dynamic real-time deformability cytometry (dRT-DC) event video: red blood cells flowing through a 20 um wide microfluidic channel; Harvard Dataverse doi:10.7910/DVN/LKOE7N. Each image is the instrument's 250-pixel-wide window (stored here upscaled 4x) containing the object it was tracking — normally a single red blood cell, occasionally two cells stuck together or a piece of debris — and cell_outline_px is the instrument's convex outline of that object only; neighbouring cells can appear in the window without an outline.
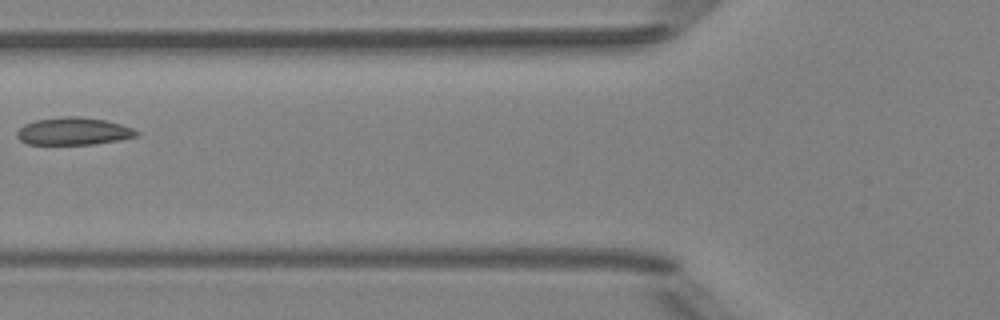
{"species": "Egyptian fruit bat (a non-hibernating species)", "species_latin": "Rousettus aegyptiacus", "temperature_condition": "room temperature", "stored_images_in_passage": 7, "camera_frame_rate_fps": 3000, "um_per_image_px": 0.085, "animal": {"sex": "female"}, "frame": {"image": 1, "passage_image": 6, "time_ms": 6.0, "image_size_px": [1000, 320], "cell_outline_px": [[140, 136], [120, 140], [92, 144], [28, 144], [20, 140], [16, 136], [16, 132], [24, 124], [36, 120], [64, 116], [80, 116], [104, 120], [120, 124], [132, 128], [140, 132]], "centroid_in_image_um": [6.26, 11.15], "position_along_channel_um": 119.5, "area_um2": 19.19}}
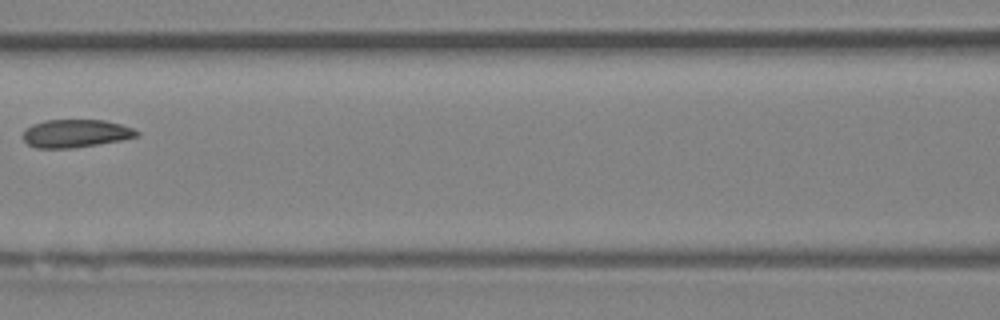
{"frame": {"image": 2, "passage_image": 7, "time_ms": 7.0, "image_size_px": [1000, 320], "cell_outline_px": [[140, 136], [124, 140], [72, 148], [36, 148], [28, 144], [24, 140], [24, 128], [32, 124], [44, 120], [104, 120], [120, 124], [132, 128], [140, 132]], "centroid_in_image_um": [6.45, 11.34], "position_along_channel_um": 160.2, "area_um2": 18.67}}